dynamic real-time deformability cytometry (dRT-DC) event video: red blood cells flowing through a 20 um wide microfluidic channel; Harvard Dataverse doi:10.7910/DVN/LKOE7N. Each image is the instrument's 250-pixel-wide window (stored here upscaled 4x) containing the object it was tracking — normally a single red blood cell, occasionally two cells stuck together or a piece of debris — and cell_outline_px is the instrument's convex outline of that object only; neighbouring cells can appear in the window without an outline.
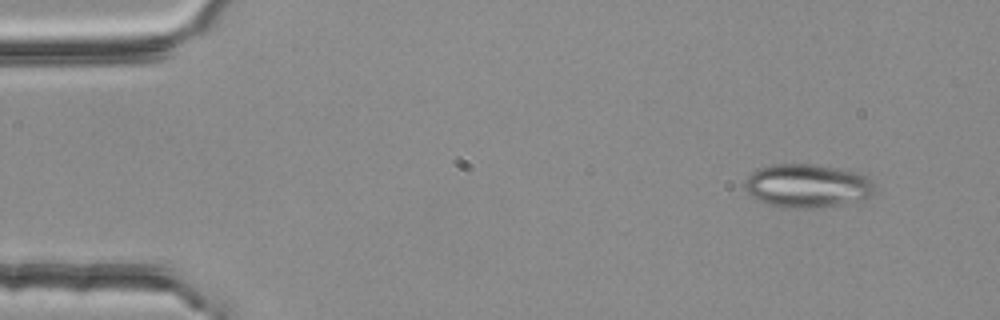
{"species": "common noctule bat (a hibernating species)", "species_latin": "Nyctalus noctula", "temperature_condition": "room temperature", "stored_images_in_passage": 4, "camera_frame_rate_fps": 3000, "um_per_image_px": 0.085, "animal": {"sex": "female", "body_mass_g": 25.1}, "frame": {"image": 1, "passage_image": 4, "time_ms": 1.0, "image_size_px": [1000, 320], "cell_outline_px": [[876, 192], [868, 196], [856, 200], [836, 204], [768, 204], [752, 196], [744, 188], [744, 184], [748, 176], [752, 172], [760, 168], [772, 164], [812, 164], [856, 172], [868, 176], [876, 184]], "centroid_in_image_um": [68.64, 15.71], "position_along_channel_um": 16.4, "area_um2": 31.27}}